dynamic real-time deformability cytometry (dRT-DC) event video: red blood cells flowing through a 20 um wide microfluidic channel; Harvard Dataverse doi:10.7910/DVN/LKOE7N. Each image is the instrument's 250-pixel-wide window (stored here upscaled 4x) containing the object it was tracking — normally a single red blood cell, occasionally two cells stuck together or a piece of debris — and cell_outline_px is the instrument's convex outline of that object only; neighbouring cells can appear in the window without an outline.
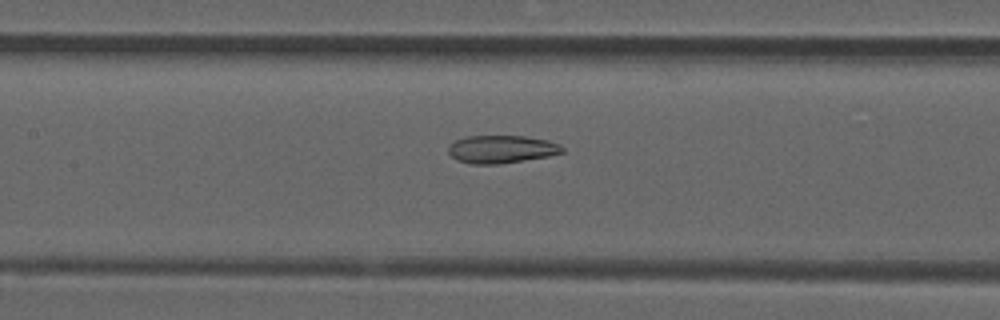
{"species": "common noctule bat (a hibernating species)", "species_latin": "Nyctalus noctula", "temperature_condition": "room temperature", "stored_images_in_passage": 43, "camera_frame_rate_fps": 3000, "um_per_image_px": 0.085, "animal": {"sex": "male", "forearm_length_mm": 52.5}, "frame": {"image": 1, "passage_image": 17, "time_ms": 5.333, "image_size_px": [1000, 320], "cell_outline_px": [[564, 152], [548, 156], [500, 164], [468, 164], [456, 160], [448, 152], [448, 144], [456, 140], [468, 136], [524, 136], [548, 140], [560, 144], [564, 148]], "centroid_in_image_um": [42.61, 12.69], "position_along_channel_um": 164.8, "area_um2": 18.61}}
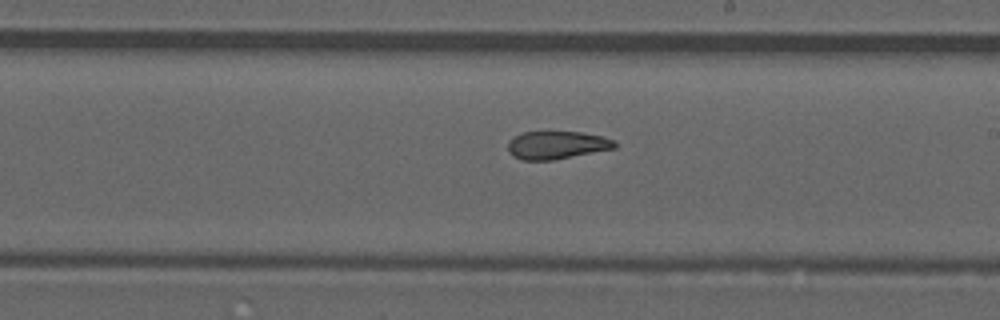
{"frame": {"image": 2, "passage_image": 23, "time_ms": 7.333, "image_size_px": [1000, 320], "cell_outline_px": [[616, 148], [552, 160], [520, 160], [512, 156], [508, 152], [508, 140], [524, 132], [580, 132], [600, 136], [616, 140]], "centroid_in_image_um": [47.3, 12.34], "position_along_channel_um": 241.7, "area_um2": 17.34}}
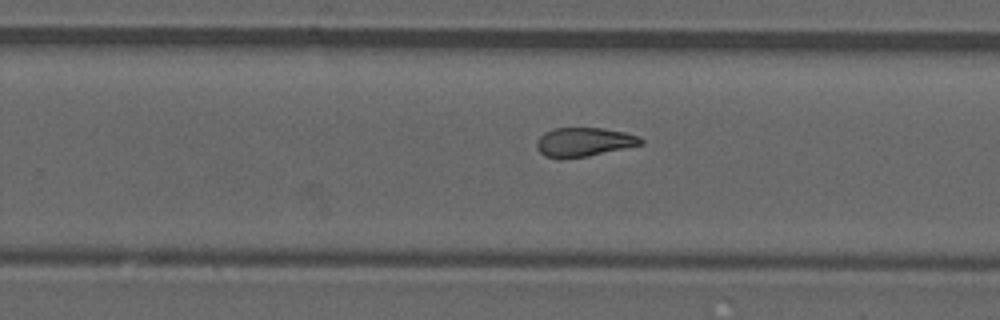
{"frame": {"image": 3, "passage_image": 26, "time_ms": 8.333, "image_size_px": [1000, 320], "cell_outline_px": [[644, 144], [588, 156], [560, 160], [544, 156], [536, 148], [536, 140], [544, 132], [552, 128], [604, 128], [624, 132], [640, 136], [644, 140]], "centroid_in_image_um": [49.61, 12.08], "position_along_channel_um": 280.2, "area_um2": 17.98}, "authors_computed_cell_mechanics": {"area_um2": 18.4382, "velocity_mm_per_s": 3.868, "shape_relaxation_time_tau1_ms": null, "shape_relaxation_time_tau2_ms": 2.8362, "deformation_change_tau1": null, "deformation_change_tau2": 0.1036}}